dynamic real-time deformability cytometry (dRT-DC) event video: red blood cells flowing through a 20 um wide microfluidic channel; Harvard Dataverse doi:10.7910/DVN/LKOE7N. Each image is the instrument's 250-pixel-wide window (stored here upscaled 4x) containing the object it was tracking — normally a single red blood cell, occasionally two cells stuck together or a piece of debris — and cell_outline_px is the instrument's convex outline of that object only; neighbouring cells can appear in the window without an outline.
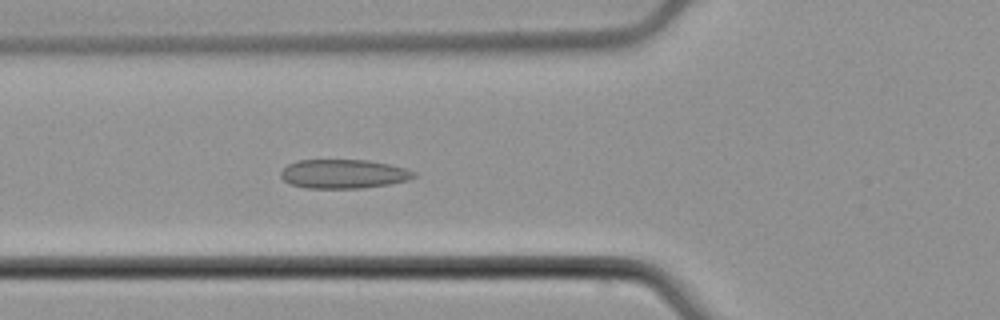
{"species": "common noctule bat (a hibernating species)", "species_latin": "Nyctalus noctula", "temperature_condition": "cold", "stored_images_in_passage": 27, "camera_frame_rate_fps": 3000, "um_per_image_px": 0.085, "animal": {"sex": "male", "body_mass_g": 21.5, "forearm_length_mm": 52.0}, "frame": {"image": 1, "passage_image": 7, "time_ms": 2.0, "image_size_px": [1000, 320], "cell_outline_px": [[416, 176], [408, 180], [388, 184], [360, 188], [308, 188], [292, 184], [284, 180], [280, 176], [280, 172], [288, 164], [300, 160], [368, 160], [388, 164], [404, 168], [416, 172]], "centroid_in_image_um": [29.2, 14.78], "position_along_channel_um": 96.6, "area_um2": 22.31}}
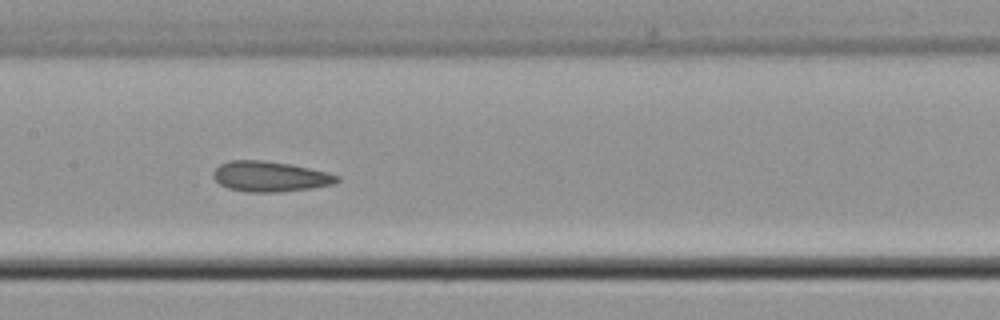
{"frame": {"image": 2, "passage_image": 14, "time_ms": 4.333, "image_size_px": [1000, 320], "cell_outline_px": [[340, 180], [332, 184], [312, 188], [280, 192], [248, 192], [228, 188], [220, 184], [212, 176], [212, 172], [220, 164], [228, 160], [260, 160], [288, 164], [308, 168], [340, 176]], "centroid_in_image_um": [22.91, 15.01], "position_along_channel_um": 184.5, "area_um2": 21.73}}
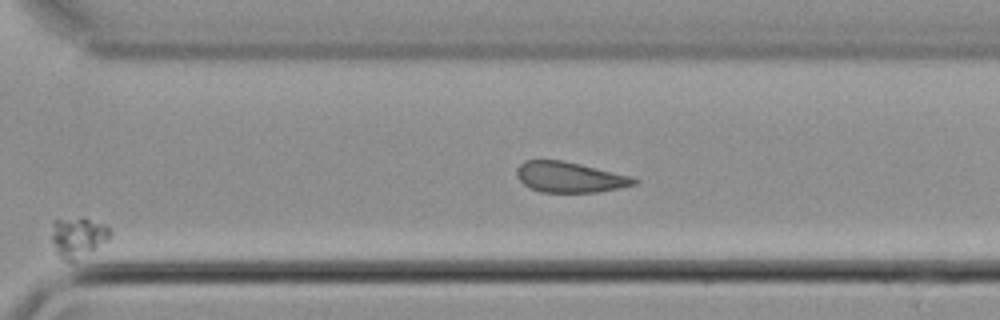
{"frame": {"image": 3, "passage_image": 25, "time_ms": 8.0, "image_size_px": [1000, 320], "cell_outline_px": [[108, 240], [76, 260], [64, 260], [56, 252], [52, 240], [52, 220], [80, 216], [104, 224], [108, 228]], "centroid_in_image_um": [6.58, 20.11], "position_along_channel_um": 364.0, "area_um2": 13.47}}